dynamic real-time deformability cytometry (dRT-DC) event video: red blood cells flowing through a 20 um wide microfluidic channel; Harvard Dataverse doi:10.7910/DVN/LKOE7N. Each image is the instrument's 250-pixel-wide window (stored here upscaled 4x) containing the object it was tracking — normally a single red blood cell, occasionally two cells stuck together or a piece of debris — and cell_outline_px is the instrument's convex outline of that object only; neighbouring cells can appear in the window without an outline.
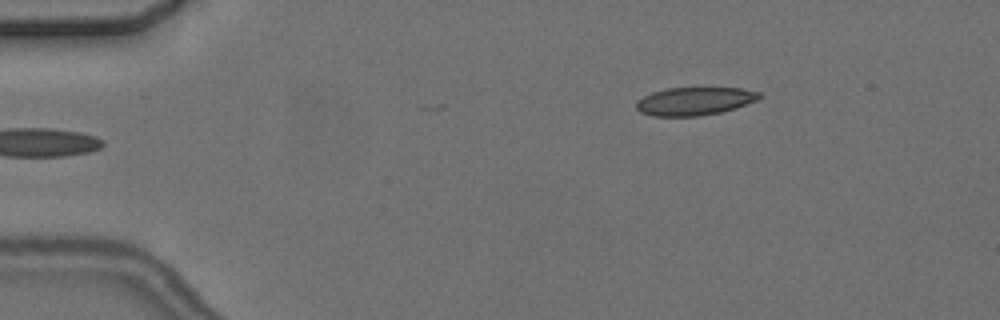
{"species": "common noctule bat (a hibernating species)", "species_latin": "Nyctalus noctula", "temperature_condition": "cold", "stored_images_in_passage": 3, "camera_frame_rate_fps": 3000, "um_per_image_px": 0.085, "animal": {"sex": "female", "body_mass_g": 24.6, "forearm_length_mm": 56.2}, "frame": {"image": 1, "passage_image": 3, "time_ms": 5.667, "image_size_px": [1000, 320], "cell_outline_px": [[764, 96], [756, 100], [720, 112], [700, 116], [652, 116], [640, 112], [636, 108], [636, 100], [652, 92], [668, 88], [740, 88], [760, 92]], "centroid_in_image_um": [59.0, 8.6], "position_along_channel_um": 26.0, "area_um2": 20.0}}